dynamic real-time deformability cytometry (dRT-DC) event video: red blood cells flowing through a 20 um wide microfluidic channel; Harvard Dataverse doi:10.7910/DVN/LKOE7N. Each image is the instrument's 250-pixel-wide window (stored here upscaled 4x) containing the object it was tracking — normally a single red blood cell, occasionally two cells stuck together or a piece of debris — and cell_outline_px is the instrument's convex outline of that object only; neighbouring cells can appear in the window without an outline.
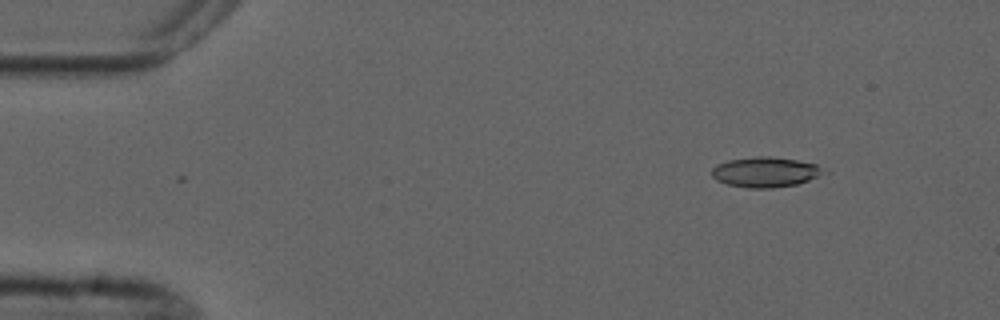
{"species": "common noctule bat (a hibernating species)", "species_latin": "Nyctalus noctula", "temperature_condition": "cold", "stored_images_in_passage": 3, "camera_frame_rate_fps": 3000, "um_per_image_px": 0.085, "animal": {"sex": "male", "forearm_length_mm": 52.5}, "frame": {"image": 1, "passage_image": 1, "time_ms": 0.0, "image_size_px": [1000, 320], "cell_outline_px": [[832, 172], [796, 184], [772, 188], [748, 188], [728, 184], [716, 180], [712, 176], [712, 168], [716, 164], [728, 160], [756, 156], [768, 156], [796, 160], [816, 164]], "centroid_in_image_um": [65.09, 14.62], "position_along_channel_um": 19.9, "area_um2": 19.83}}